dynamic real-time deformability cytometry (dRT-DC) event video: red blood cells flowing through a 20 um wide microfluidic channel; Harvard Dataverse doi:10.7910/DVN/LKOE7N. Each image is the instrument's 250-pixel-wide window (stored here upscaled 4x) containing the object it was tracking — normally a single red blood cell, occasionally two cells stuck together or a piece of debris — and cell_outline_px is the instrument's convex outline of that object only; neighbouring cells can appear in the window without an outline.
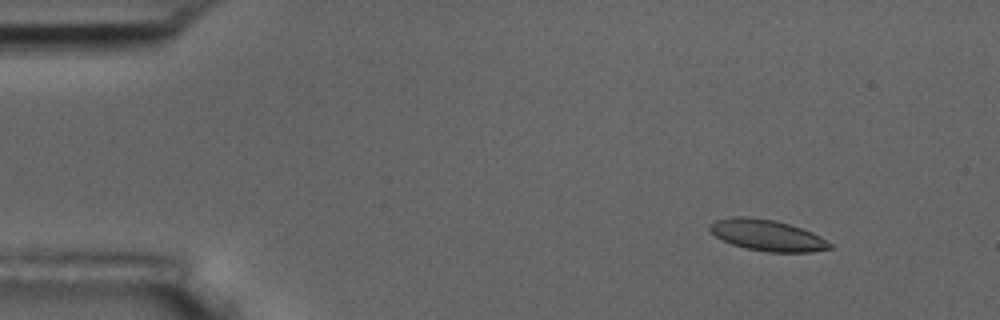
{"species": "common noctule bat (a hibernating species)", "species_latin": "Nyctalus noctula", "temperature_condition": "room temperature", "stored_images_in_passage": 5, "camera_frame_rate_fps": 3000, "um_per_image_px": 0.085, "animal": {"sex": "male", "body_mass_g": 17.5, "forearm_length_mm": 52.3}, "frame": {"image": 1, "passage_image": 2, "time_ms": 2.0, "image_size_px": [1000, 320], "cell_outline_px": [[832, 248], [812, 252], [768, 252], [748, 248], [732, 244], [716, 236], [708, 228], [708, 224], [716, 220], [732, 216], [752, 216], [776, 220], [812, 232], [820, 236], [832, 244]], "centroid_in_image_um": [65.21, 19.98], "position_along_channel_um": 19.8, "area_um2": 21.79}}
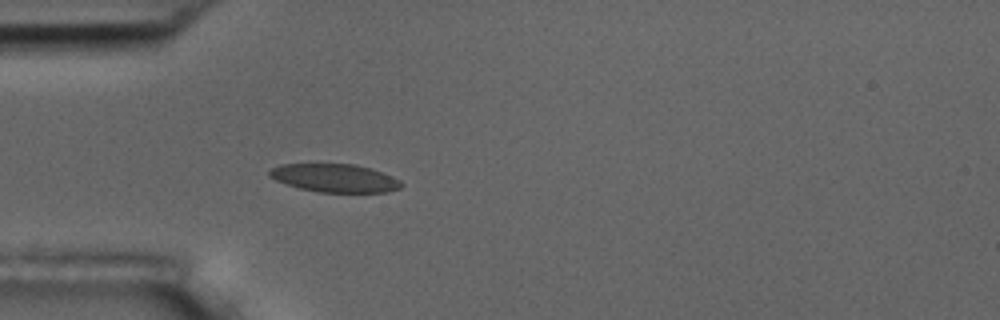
{"frame": {"image": 2, "passage_image": 5, "time_ms": 5.333, "image_size_px": [1000, 320], "cell_outline_px": [[404, 184], [400, 188], [388, 192], [320, 192], [300, 188], [276, 180], [268, 176], [268, 172], [272, 168], [280, 164], [356, 164], [372, 168], [392, 176], [400, 180]], "centroid_in_image_um": [28.49, 15.13], "position_along_channel_um": 56.5, "area_um2": 21.68}}